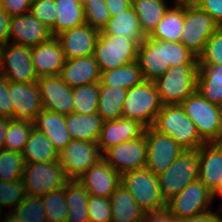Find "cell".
I'll use <instances>...</instances> for the list:
<instances>
[{
	"mask_svg": "<svg viewBox=\"0 0 222 222\" xmlns=\"http://www.w3.org/2000/svg\"><path fill=\"white\" fill-rule=\"evenodd\" d=\"M33 123L37 130L47 136L58 153L72 140L66 128V115L43 109Z\"/></svg>",
	"mask_w": 222,
	"mask_h": 222,
	"instance_id": "d4e9b609",
	"label": "cell"
},
{
	"mask_svg": "<svg viewBox=\"0 0 222 222\" xmlns=\"http://www.w3.org/2000/svg\"><path fill=\"white\" fill-rule=\"evenodd\" d=\"M100 70L93 55L67 59L59 76L70 87L100 83Z\"/></svg>",
	"mask_w": 222,
	"mask_h": 222,
	"instance_id": "603a6c76",
	"label": "cell"
},
{
	"mask_svg": "<svg viewBox=\"0 0 222 222\" xmlns=\"http://www.w3.org/2000/svg\"><path fill=\"white\" fill-rule=\"evenodd\" d=\"M100 31L85 23L58 34L65 60L93 55Z\"/></svg>",
	"mask_w": 222,
	"mask_h": 222,
	"instance_id": "d6986e66",
	"label": "cell"
},
{
	"mask_svg": "<svg viewBox=\"0 0 222 222\" xmlns=\"http://www.w3.org/2000/svg\"><path fill=\"white\" fill-rule=\"evenodd\" d=\"M26 194L44 196L69 181L58 161L25 163L23 177Z\"/></svg>",
	"mask_w": 222,
	"mask_h": 222,
	"instance_id": "9c48e42d",
	"label": "cell"
},
{
	"mask_svg": "<svg viewBox=\"0 0 222 222\" xmlns=\"http://www.w3.org/2000/svg\"><path fill=\"white\" fill-rule=\"evenodd\" d=\"M31 4L32 0H1V8L11 17L28 13Z\"/></svg>",
	"mask_w": 222,
	"mask_h": 222,
	"instance_id": "c3c4849f",
	"label": "cell"
},
{
	"mask_svg": "<svg viewBox=\"0 0 222 222\" xmlns=\"http://www.w3.org/2000/svg\"><path fill=\"white\" fill-rule=\"evenodd\" d=\"M99 83L73 88V110L76 114H94L98 109Z\"/></svg>",
	"mask_w": 222,
	"mask_h": 222,
	"instance_id": "8d00e7d4",
	"label": "cell"
},
{
	"mask_svg": "<svg viewBox=\"0 0 222 222\" xmlns=\"http://www.w3.org/2000/svg\"><path fill=\"white\" fill-rule=\"evenodd\" d=\"M65 200L68 206L66 222H89V193L77 180L65 184Z\"/></svg>",
	"mask_w": 222,
	"mask_h": 222,
	"instance_id": "d6a6232c",
	"label": "cell"
},
{
	"mask_svg": "<svg viewBox=\"0 0 222 222\" xmlns=\"http://www.w3.org/2000/svg\"><path fill=\"white\" fill-rule=\"evenodd\" d=\"M111 204V222H142L144 211L123 185H120L109 197Z\"/></svg>",
	"mask_w": 222,
	"mask_h": 222,
	"instance_id": "83f0119b",
	"label": "cell"
},
{
	"mask_svg": "<svg viewBox=\"0 0 222 222\" xmlns=\"http://www.w3.org/2000/svg\"><path fill=\"white\" fill-rule=\"evenodd\" d=\"M99 34L122 35L140 44L146 37L139 25V20L132 6L116 16H111Z\"/></svg>",
	"mask_w": 222,
	"mask_h": 222,
	"instance_id": "f1b7e54d",
	"label": "cell"
},
{
	"mask_svg": "<svg viewBox=\"0 0 222 222\" xmlns=\"http://www.w3.org/2000/svg\"><path fill=\"white\" fill-rule=\"evenodd\" d=\"M177 222H222V218L219 212L210 211L197 216L180 218Z\"/></svg>",
	"mask_w": 222,
	"mask_h": 222,
	"instance_id": "f5cc1de1",
	"label": "cell"
},
{
	"mask_svg": "<svg viewBox=\"0 0 222 222\" xmlns=\"http://www.w3.org/2000/svg\"><path fill=\"white\" fill-rule=\"evenodd\" d=\"M197 59L199 65H222V27L211 35Z\"/></svg>",
	"mask_w": 222,
	"mask_h": 222,
	"instance_id": "ee69618b",
	"label": "cell"
},
{
	"mask_svg": "<svg viewBox=\"0 0 222 222\" xmlns=\"http://www.w3.org/2000/svg\"><path fill=\"white\" fill-rule=\"evenodd\" d=\"M32 63L36 77L58 76L65 62L62 46L57 37L31 47Z\"/></svg>",
	"mask_w": 222,
	"mask_h": 222,
	"instance_id": "44dd1931",
	"label": "cell"
},
{
	"mask_svg": "<svg viewBox=\"0 0 222 222\" xmlns=\"http://www.w3.org/2000/svg\"><path fill=\"white\" fill-rule=\"evenodd\" d=\"M9 80L0 75V116L13 119V105L9 95Z\"/></svg>",
	"mask_w": 222,
	"mask_h": 222,
	"instance_id": "7dc6e473",
	"label": "cell"
},
{
	"mask_svg": "<svg viewBox=\"0 0 222 222\" xmlns=\"http://www.w3.org/2000/svg\"><path fill=\"white\" fill-rule=\"evenodd\" d=\"M199 7L222 27V0H204Z\"/></svg>",
	"mask_w": 222,
	"mask_h": 222,
	"instance_id": "f907efd6",
	"label": "cell"
},
{
	"mask_svg": "<svg viewBox=\"0 0 222 222\" xmlns=\"http://www.w3.org/2000/svg\"><path fill=\"white\" fill-rule=\"evenodd\" d=\"M57 18L55 26L50 30L52 36L86 23L83 3L79 0H54Z\"/></svg>",
	"mask_w": 222,
	"mask_h": 222,
	"instance_id": "1f68e13d",
	"label": "cell"
},
{
	"mask_svg": "<svg viewBox=\"0 0 222 222\" xmlns=\"http://www.w3.org/2000/svg\"><path fill=\"white\" fill-rule=\"evenodd\" d=\"M103 124L104 120L97 113L66 115V128L72 140L97 143Z\"/></svg>",
	"mask_w": 222,
	"mask_h": 222,
	"instance_id": "484cf974",
	"label": "cell"
},
{
	"mask_svg": "<svg viewBox=\"0 0 222 222\" xmlns=\"http://www.w3.org/2000/svg\"><path fill=\"white\" fill-rule=\"evenodd\" d=\"M139 44L122 35L99 34L93 56L101 72L137 60Z\"/></svg>",
	"mask_w": 222,
	"mask_h": 222,
	"instance_id": "52a82bcc",
	"label": "cell"
},
{
	"mask_svg": "<svg viewBox=\"0 0 222 222\" xmlns=\"http://www.w3.org/2000/svg\"><path fill=\"white\" fill-rule=\"evenodd\" d=\"M212 202V192L197 179L167 201L166 207L177 219H180L212 211L209 208Z\"/></svg>",
	"mask_w": 222,
	"mask_h": 222,
	"instance_id": "4fadbf2b",
	"label": "cell"
},
{
	"mask_svg": "<svg viewBox=\"0 0 222 222\" xmlns=\"http://www.w3.org/2000/svg\"><path fill=\"white\" fill-rule=\"evenodd\" d=\"M11 118L0 116V150L4 149L5 135Z\"/></svg>",
	"mask_w": 222,
	"mask_h": 222,
	"instance_id": "11a10c76",
	"label": "cell"
},
{
	"mask_svg": "<svg viewBox=\"0 0 222 222\" xmlns=\"http://www.w3.org/2000/svg\"><path fill=\"white\" fill-rule=\"evenodd\" d=\"M9 95L13 105V119L34 121L44 109L38 82L9 81Z\"/></svg>",
	"mask_w": 222,
	"mask_h": 222,
	"instance_id": "2e32d148",
	"label": "cell"
},
{
	"mask_svg": "<svg viewBox=\"0 0 222 222\" xmlns=\"http://www.w3.org/2000/svg\"><path fill=\"white\" fill-rule=\"evenodd\" d=\"M43 108L69 115L73 110V88L58 76L41 77L37 80Z\"/></svg>",
	"mask_w": 222,
	"mask_h": 222,
	"instance_id": "ac0fdd59",
	"label": "cell"
},
{
	"mask_svg": "<svg viewBox=\"0 0 222 222\" xmlns=\"http://www.w3.org/2000/svg\"><path fill=\"white\" fill-rule=\"evenodd\" d=\"M142 222H177V218L167 207H164L144 212Z\"/></svg>",
	"mask_w": 222,
	"mask_h": 222,
	"instance_id": "681fc988",
	"label": "cell"
},
{
	"mask_svg": "<svg viewBox=\"0 0 222 222\" xmlns=\"http://www.w3.org/2000/svg\"><path fill=\"white\" fill-rule=\"evenodd\" d=\"M186 115L194 123L206 143L216 142L222 128V107L210 103L197 91L182 103Z\"/></svg>",
	"mask_w": 222,
	"mask_h": 222,
	"instance_id": "8992f818",
	"label": "cell"
},
{
	"mask_svg": "<svg viewBox=\"0 0 222 222\" xmlns=\"http://www.w3.org/2000/svg\"><path fill=\"white\" fill-rule=\"evenodd\" d=\"M217 195L221 196V198H222V178H221V181H220L218 187L212 193L213 201L215 200L214 198L217 197ZM220 206L222 207V204Z\"/></svg>",
	"mask_w": 222,
	"mask_h": 222,
	"instance_id": "6f0895ef",
	"label": "cell"
},
{
	"mask_svg": "<svg viewBox=\"0 0 222 222\" xmlns=\"http://www.w3.org/2000/svg\"><path fill=\"white\" fill-rule=\"evenodd\" d=\"M127 91L120 87L99 86L97 114L104 121L122 118V105Z\"/></svg>",
	"mask_w": 222,
	"mask_h": 222,
	"instance_id": "d590c367",
	"label": "cell"
},
{
	"mask_svg": "<svg viewBox=\"0 0 222 222\" xmlns=\"http://www.w3.org/2000/svg\"><path fill=\"white\" fill-rule=\"evenodd\" d=\"M147 143L145 167L155 175L164 172L185 150L169 135L162 134L152 126L145 128Z\"/></svg>",
	"mask_w": 222,
	"mask_h": 222,
	"instance_id": "5bb4252c",
	"label": "cell"
},
{
	"mask_svg": "<svg viewBox=\"0 0 222 222\" xmlns=\"http://www.w3.org/2000/svg\"><path fill=\"white\" fill-rule=\"evenodd\" d=\"M147 143L145 133L124 143H120L107 149L103 159L120 175L123 173L141 169L146 164Z\"/></svg>",
	"mask_w": 222,
	"mask_h": 222,
	"instance_id": "9a60e30c",
	"label": "cell"
},
{
	"mask_svg": "<svg viewBox=\"0 0 222 222\" xmlns=\"http://www.w3.org/2000/svg\"><path fill=\"white\" fill-rule=\"evenodd\" d=\"M199 65H175L154 83L163 105L181 104L196 91Z\"/></svg>",
	"mask_w": 222,
	"mask_h": 222,
	"instance_id": "277c9868",
	"label": "cell"
},
{
	"mask_svg": "<svg viewBox=\"0 0 222 222\" xmlns=\"http://www.w3.org/2000/svg\"><path fill=\"white\" fill-rule=\"evenodd\" d=\"M89 222H111V204L109 198L89 195Z\"/></svg>",
	"mask_w": 222,
	"mask_h": 222,
	"instance_id": "bcb514c9",
	"label": "cell"
},
{
	"mask_svg": "<svg viewBox=\"0 0 222 222\" xmlns=\"http://www.w3.org/2000/svg\"><path fill=\"white\" fill-rule=\"evenodd\" d=\"M144 130L145 127L136 120L119 118L104 121L97 144L103 154L113 146L139 138L144 134Z\"/></svg>",
	"mask_w": 222,
	"mask_h": 222,
	"instance_id": "7402d4cb",
	"label": "cell"
},
{
	"mask_svg": "<svg viewBox=\"0 0 222 222\" xmlns=\"http://www.w3.org/2000/svg\"><path fill=\"white\" fill-rule=\"evenodd\" d=\"M22 156L25 163L58 161V151L47 136L35 127L30 132Z\"/></svg>",
	"mask_w": 222,
	"mask_h": 222,
	"instance_id": "f546056e",
	"label": "cell"
},
{
	"mask_svg": "<svg viewBox=\"0 0 222 222\" xmlns=\"http://www.w3.org/2000/svg\"><path fill=\"white\" fill-rule=\"evenodd\" d=\"M10 214L21 222H47L41 196L26 194Z\"/></svg>",
	"mask_w": 222,
	"mask_h": 222,
	"instance_id": "ab89813d",
	"label": "cell"
},
{
	"mask_svg": "<svg viewBox=\"0 0 222 222\" xmlns=\"http://www.w3.org/2000/svg\"><path fill=\"white\" fill-rule=\"evenodd\" d=\"M162 107L154 81H144L128 89L122 105V118L136 120L148 128L153 126Z\"/></svg>",
	"mask_w": 222,
	"mask_h": 222,
	"instance_id": "3957f363",
	"label": "cell"
},
{
	"mask_svg": "<svg viewBox=\"0 0 222 222\" xmlns=\"http://www.w3.org/2000/svg\"><path fill=\"white\" fill-rule=\"evenodd\" d=\"M11 18L3 8H0V47L9 42Z\"/></svg>",
	"mask_w": 222,
	"mask_h": 222,
	"instance_id": "816d5d0a",
	"label": "cell"
},
{
	"mask_svg": "<svg viewBox=\"0 0 222 222\" xmlns=\"http://www.w3.org/2000/svg\"><path fill=\"white\" fill-rule=\"evenodd\" d=\"M137 62L145 81H155L170 66L199 65L197 57L181 42L145 37L138 47Z\"/></svg>",
	"mask_w": 222,
	"mask_h": 222,
	"instance_id": "6da1fadb",
	"label": "cell"
},
{
	"mask_svg": "<svg viewBox=\"0 0 222 222\" xmlns=\"http://www.w3.org/2000/svg\"><path fill=\"white\" fill-rule=\"evenodd\" d=\"M83 10L86 23L99 31L103 30L111 18L105 0H85Z\"/></svg>",
	"mask_w": 222,
	"mask_h": 222,
	"instance_id": "b9f144b4",
	"label": "cell"
},
{
	"mask_svg": "<svg viewBox=\"0 0 222 222\" xmlns=\"http://www.w3.org/2000/svg\"><path fill=\"white\" fill-rule=\"evenodd\" d=\"M41 197L47 222H66L68 206L65 200V186Z\"/></svg>",
	"mask_w": 222,
	"mask_h": 222,
	"instance_id": "f35d334b",
	"label": "cell"
},
{
	"mask_svg": "<svg viewBox=\"0 0 222 222\" xmlns=\"http://www.w3.org/2000/svg\"><path fill=\"white\" fill-rule=\"evenodd\" d=\"M198 150H184L180 156L158 175L159 187L165 202L180 193L188 184L198 179Z\"/></svg>",
	"mask_w": 222,
	"mask_h": 222,
	"instance_id": "5b68a950",
	"label": "cell"
},
{
	"mask_svg": "<svg viewBox=\"0 0 222 222\" xmlns=\"http://www.w3.org/2000/svg\"><path fill=\"white\" fill-rule=\"evenodd\" d=\"M24 164L22 153L1 149L0 181L10 182L22 179Z\"/></svg>",
	"mask_w": 222,
	"mask_h": 222,
	"instance_id": "60d3db41",
	"label": "cell"
},
{
	"mask_svg": "<svg viewBox=\"0 0 222 222\" xmlns=\"http://www.w3.org/2000/svg\"><path fill=\"white\" fill-rule=\"evenodd\" d=\"M26 191L24 186V181L22 179L3 182L0 181V208L2 211V207H10L11 213L12 210L21 203V201L25 198ZM14 206V208H13Z\"/></svg>",
	"mask_w": 222,
	"mask_h": 222,
	"instance_id": "7bdbcfd3",
	"label": "cell"
},
{
	"mask_svg": "<svg viewBox=\"0 0 222 222\" xmlns=\"http://www.w3.org/2000/svg\"><path fill=\"white\" fill-rule=\"evenodd\" d=\"M56 10L54 0H32L29 12L51 30L55 26Z\"/></svg>",
	"mask_w": 222,
	"mask_h": 222,
	"instance_id": "f6af8a7d",
	"label": "cell"
},
{
	"mask_svg": "<svg viewBox=\"0 0 222 222\" xmlns=\"http://www.w3.org/2000/svg\"><path fill=\"white\" fill-rule=\"evenodd\" d=\"M111 16H116L131 6V0H105Z\"/></svg>",
	"mask_w": 222,
	"mask_h": 222,
	"instance_id": "db71d44e",
	"label": "cell"
},
{
	"mask_svg": "<svg viewBox=\"0 0 222 222\" xmlns=\"http://www.w3.org/2000/svg\"><path fill=\"white\" fill-rule=\"evenodd\" d=\"M3 222H21L17 220L15 217H13L10 213L6 214Z\"/></svg>",
	"mask_w": 222,
	"mask_h": 222,
	"instance_id": "680465c9",
	"label": "cell"
},
{
	"mask_svg": "<svg viewBox=\"0 0 222 222\" xmlns=\"http://www.w3.org/2000/svg\"><path fill=\"white\" fill-rule=\"evenodd\" d=\"M152 127L162 134L169 135L186 150H198L206 143L181 104L163 105Z\"/></svg>",
	"mask_w": 222,
	"mask_h": 222,
	"instance_id": "7a4b0ae2",
	"label": "cell"
},
{
	"mask_svg": "<svg viewBox=\"0 0 222 222\" xmlns=\"http://www.w3.org/2000/svg\"><path fill=\"white\" fill-rule=\"evenodd\" d=\"M198 159V179L213 193L222 178V146L205 143L198 149Z\"/></svg>",
	"mask_w": 222,
	"mask_h": 222,
	"instance_id": "cb8c5ba5",
	"label": "cell"
},
{
	"mask_svg": "<svg viewBox=\"0 0 222 222\" xmlns=\"http://www.w3.org/2000/svg\"><path fill=\"white\" fill-rule=\"evenodd\" d=\"M145 81L140 66L136 61L119 68L101 72L99 86L130 89Z\"/></svg>",
	"mask_w": 222,
	"mask_h": 222,
	"instance_id": "836d02e7",
	"label": "cell"
},
{
	"mask_svg": "<svg viewBox=\"0 0 222 222\" xmlns=\"http://www.w3.org/2000/svg\"><path fill=\"white\" fill-rule=\"evenodd\" d=\"M183 25L184 7H169L161 21L148 37L162 41L180 42Z\"/></svg>",
	"mask_w": 222,
	"mask_h": 222,
	"instance_id": "e575fe53",
	"label": "cell"
},
{
	"mask_svg": "<svg viewBox=\"0 0 222 222\" xmlns=\"http://www.w3.org/2000/svg\"><path fill=\"white\" fill-rule=\"evenodd\" d=\"M204 0H174V6L178 7H196L199 6Z\"/></svg>",
	"mask_w": 222,
	"mask_h": 222,
	"instance_id": "9f6ffc18",
	"label": "cell"
},
{
	"mask_svg": "<svg viewBox=\"0 0 222 222\" xmlns=\"http://www.w3.org/2000/svg\"><path fill=\"white\" fill-rule=\"evenodd\" d=\"M101 158L103 156L97 143L80 140H71L58 153V163L69 180L78 179Z\"/></svg>",
	"mask_w": 222,
	"mask_h": 222,
	"instance_id": "7c38bea8",
	"label": "cell"
},
{
	"mask_svg": "<svg viewBox=\"0 0 222 222\" xmlns=\"http://www.w3.org/2000/svg\"><path fill=\"white\" fill-rule=\"evenodd\" d=\"M215 143L220 145V146H222V128H221L220 136L218 137V139H217V141Z\"/></svg>",
	"mask_w": 222,
	"mask_h": 222,
	"instance_id": "91938a15",
	"label": "cell"
},
{
	"mask_svg": "<svg viewBox=\"0 0 222 222\" xmlns=\"http://www.w3.org/2000/svg\"><path fill=\"white\" fill-rule=\"evenodd\" d=\"M142 33L148 37L169 9L166 0H131Z\"/></svg>",
	"mask_w": 222,
	"mask_h": 222,
	"instance_id": "4dcf8cb0",
	"label": "cell"
},
{
	"mask_svg": "<svg viewBox=\"0 0 222 222\" xmlns=\"http://www.w3.org/2000/svg\"><path fill=\"white\" fill-rule=\"evenodd\" d=\"M89 195L109 198L121 185V175L103 158L76 179Z\"/></svg>",
	"mask_w": 222,
	"mask_h": 222,
	"instance_id": "e0dca14e",
	"label": "cell"
},
{
	"mask_svg": "<svg viewBox=\"0 0 222 222\" xmlns=\"http://www.w3.org/2000/svg\"><path fill=\"white\" fill-rule=\"evenodd\" d=\"M121 185L130 192L144 212L166 207L161 196L158 175L146 167L123 173Z\"/></svg>",
	"mask_w": 222,
	"mask_h": 222,
	"instance_id": "ba28073f",
	"label": "cell"
},
{
	"mask_svg": "<svg viewBox=\"0 0 222 222\" xmlns=\"http://www.w3.org/2000/svg\"><path fill=\"white\" fill-rule=\"evenodd\" d=\"M219 25L199 6L184 7V25L180 42L197 58Z\"/></svg>",
	"mask_w": 222,
	"mask_h": 222,
	"instance_id": "30bf717a",
	"label": "cell"
},
{
	"mask_svg": "<svg viewBox=\"0 0 222 222\" xmlns=\"http://www.w3.org/2000/svg\"><path fill=\"white\" fill-rule=\"evenodd\" d=\"M0 75L11 82H37L31 47L10 42L0 47Z\"/></svg>",
	"mask_w": 222,
	"mask_h": 222,
	"instance_id": "8fae6325",
	"label": "cell"
},
{
	"mask_svg": "<svg viewBox=\"0 0 222 222\" xmlns=\"http://www.w3.org/2000/svg\"><path fill=\"white\" fill-rule=\"evenodd\" d=\"M221 211V212H220ZM219 213H220V216H221V218H222V207L219 209Z\"/></svg>",
	"mask_w": 222,
	"mask_h": 222,
	"instance_id": "94428289",
	"label": "cell"
},
{
	"mask_svg": "<svg viewBox=\"0 0 222 222\" xmlns=\"http://www.w3.org/2000/svg\"><path fill=\"white\" fill-rule=\"evenodd\" d=\"M196 91L210 103L222 107V65H199Z\"/></svg>",
	"mask_w": 222,
	"mask_h": 222,
	"instance_id": "4316f807",
	"label": "cell"
},
{
	"mask_svg": "<svg viewBox=\"0 0 222 222\" xmlns=\"http://www.w3.org/2000/svg\"><path fill=\"white\" fill-rule=\"evenodd\" d=\"M52 36L48 27L42 24L30 12L13 16L10 22L9 42L34 47L49 40Z\"/></svg>",
	"mask_w": 222,
	"mask_h": 222,
	"instance_id": "ffe728a7",
	"label": "cell"
},
{
	"mask_svg": "<svg viewBox=\"0 0 222 222\" xmlns=\"http://www.w3.org/2000/svg\"><path fill=\"white\" fill-rule=\"evenodd\" d=\"M33 127L32 121L11 118L5 135L4 149L22 153Z\"/></svg>",
	"mask_w": 222,
	"mask_h": 222,
	"instance_id": "74e56055",
	"label": "cell"
}]
</instances>
